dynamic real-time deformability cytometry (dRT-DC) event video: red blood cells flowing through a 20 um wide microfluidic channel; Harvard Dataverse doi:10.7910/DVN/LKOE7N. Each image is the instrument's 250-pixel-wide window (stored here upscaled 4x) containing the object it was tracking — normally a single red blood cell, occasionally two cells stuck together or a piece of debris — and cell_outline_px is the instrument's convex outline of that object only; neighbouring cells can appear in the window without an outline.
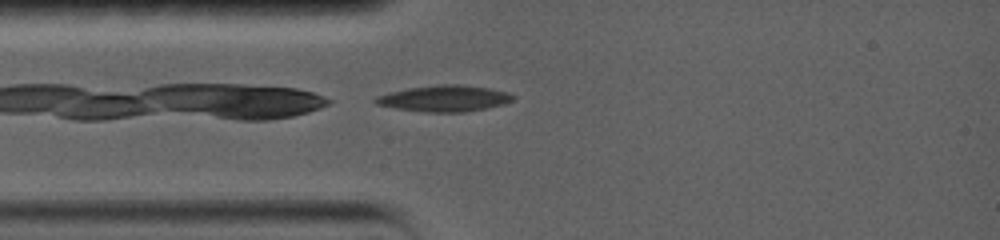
{"species": "common noctule bat (a hibernating species)", "species_latin": "Nyctalus noctula", "temperature_condition": "warm", "stored_images_in_passage": 19, "camera_frame_rate_fps": 5000, "um_per_image_px": 0.085, "animal": {"sex": "female", "body_mass_g": 19.0, "forearm_length_mm": 56.7}, "frame": {"image": 1, "passage_image": 1, "time_ms": 0.0, "image_size_px": [1000, 240], "cell_outline_px": [[516, 96], [512, 100], [504, 104], [488, 108], [464, 112], [424, 112], [396, 108], [376, 104], [372, 100], [376, 96], [388, 92], [408, 88], [440, 84], [460, 84], [488, 88], [508, 92]], "centroid_in_image_um": [37.77, 8.36], "position_along_channel_um": 47.2, "area_um2": 21.1}}
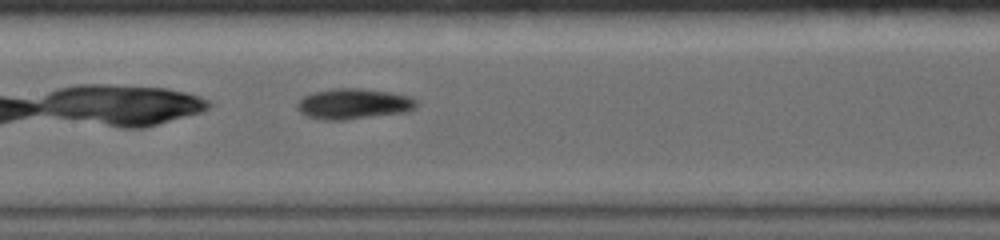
{"frame": {"image": 2, "passage_image": 7, "time_ms": 3.6, "image_size_px": [1000, 240], "cell_outline_px": [[420, 104], [416, 108], [408, 112], [344, 120], [324, 120], [308, 116], [300, 112], [296, 108], [296, 104], [304, 96], [316, 92], [332, 88], [360, 88], [388, 92], [408, 96], [416, 100]], "centroid_in_image_um": [30.08, 8.83], "position_along_channel_um": 177.3, "area_um2": 21.27}}
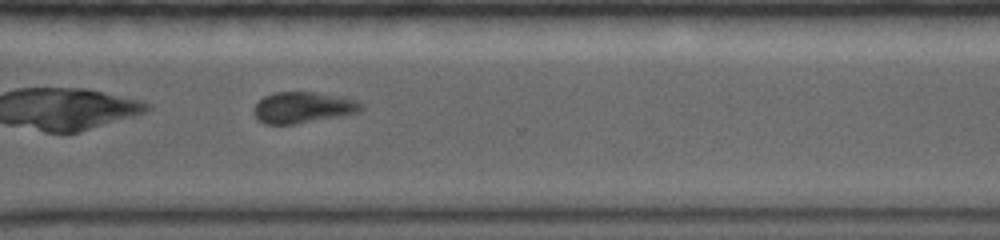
{"frame": {"image": 3, "passage_image": 15, "time_ms": 8.2, "image_size_px": [1000, 240], "cell_outline_px": [[364, 108], [360, 112], [340, 116], [296, 124], [264, 124], [252, 112], [252, 108], [264, 96], [276, 92], [316, 92], [340, 96], [356, 100], [364, 104]], "centroid_in_image_um": [25.77, 9.13], "position_along_channel_um": 344.8, "area_um2": 19.59}, "authors_computed_cell_mechanics": {"area_um2": 19.7098, "velocity_mm_per_s": 3.6369, "shape_relaxation_time_tau1_ms": 4.3685, "shape_relaxation_time_tau2_ms": 6.5559, "deformation_change_tau1": 0.1264, "deformation_change_tau2": 0.1411}}